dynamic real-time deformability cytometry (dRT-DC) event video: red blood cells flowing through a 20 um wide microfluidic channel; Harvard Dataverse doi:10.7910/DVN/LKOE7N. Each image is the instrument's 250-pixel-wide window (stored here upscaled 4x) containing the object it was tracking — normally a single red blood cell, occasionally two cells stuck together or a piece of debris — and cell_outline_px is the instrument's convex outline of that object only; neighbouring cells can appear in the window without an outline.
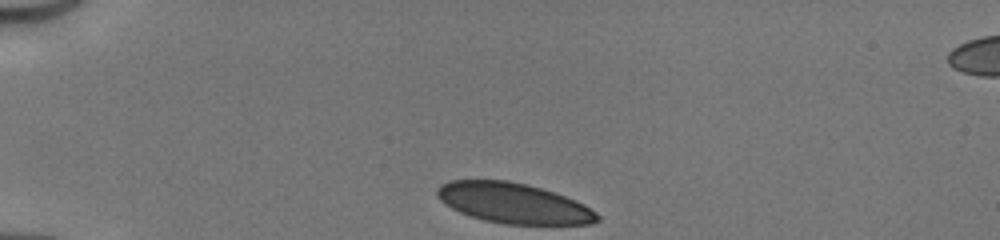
{"species": "human", "species_latin": "Homo sapiens", "temperature_condition": "cold", "stored_images_in_passage": 32, "camera_frame_rate_fps": 3000, "um_per_image_px": 0.085, "donor": {"sex": "male"}, "frame": {"image": 1, "passage_image": 1, "time_ms": 0.0, "image_size_px": [1000, 240], "cell_outline_px": [[600, 220], [592, 224], [504, 224], [484, 220], [460, 212], [452, 208], [440, 200], [436, 196], [436, 188], [440, 184], [452, 180], [508, 180], [540, 188], [576, 200], [584, 204], [596, 212], [600, 216]], "centroid_in_image_um": [43.64, 17.27], "position_along_channel_um": 41.4, "area_um2": 37.45}}
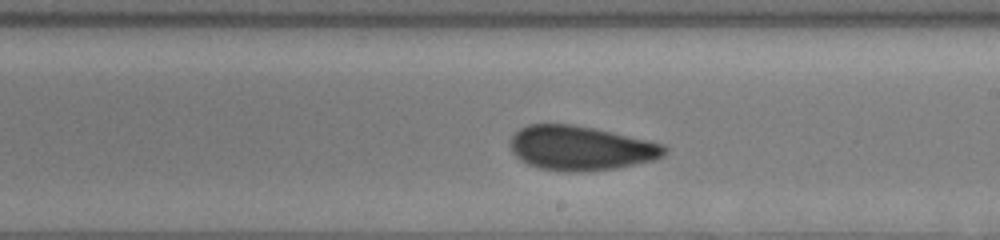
{"frame": {"image": 2, "passage_image": 19, "time_ms": 6.0, "image_size_px": [1000, 240], "cell_outline_px": [[668, 152], [664, 156], [656, 160], [616, 168], [580, 172], [564, 172], [540, 168], [528, 164], [520, 160], [512, 152], [508, 144], [508, 140], [520, 128], [528, 124], [572, 124], [592, 128], [664, 144], [668, 148]], "centroid_in_image_um": [49.34, 12.6], "position_along_channel_um": 239.7, "area_um2": 40.11}}
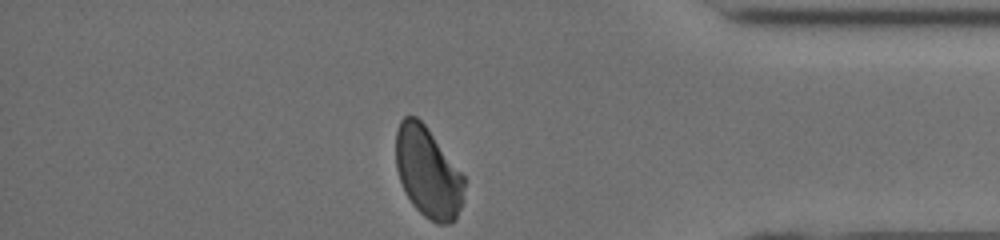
{"frame": {"image": 3, "passage_image": 32, "time_ms": 10.333, "image_size_px": [1000, 240], "cell_outline_px": [[468, 180], [460, 208], [456, 220], [448, 224], [436, 224], [424, 216], [412, 204], [400, 180], [396, 168], [396, 132], [400, 120], [404, 116], [416, 116], [424, 124]], "centroid_in_image_um": [36.4, 14.67], "position_along_channel_um": 398.8, "area_um2": 36.24}, "authors_computed_cell_mechanics": {"area_um2": 39.9398, "velocity_mm_per_s": 4.1344, "shape_relaxation_time_tau1_ms": 6.3407, "shape_relaxation_time_tau2_ms": 1.0449, "deformation_change_tau1": 0.1275, "deformation_change_tau2": 0.0501}}